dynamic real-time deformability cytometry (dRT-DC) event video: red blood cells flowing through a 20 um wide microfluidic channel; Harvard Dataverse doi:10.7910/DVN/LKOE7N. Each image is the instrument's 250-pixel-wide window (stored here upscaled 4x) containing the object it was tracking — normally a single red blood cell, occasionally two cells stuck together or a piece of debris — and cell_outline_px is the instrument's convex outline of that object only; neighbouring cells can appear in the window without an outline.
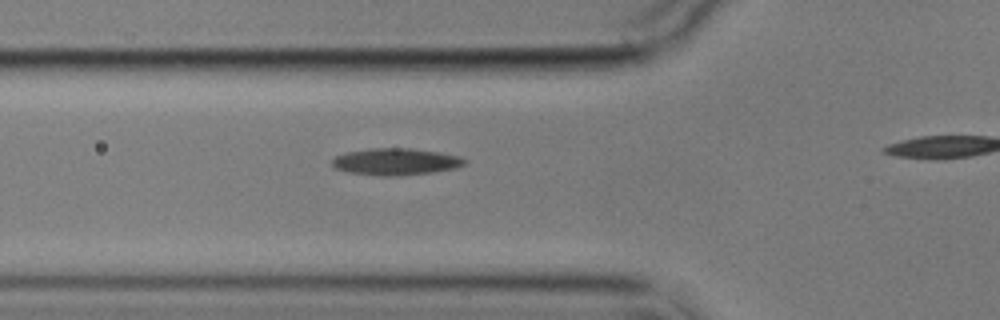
{"species": "common noctule bat (a hibernating species)", "species_latin": "Nyctalus noctula", "temperature_condition": "cold", "stored_images_in_passage": 5, "segment_of_instrument_passage": [1, 2], "camera_frame_rate_fps": 3000, "um_per_image_px": 0.085, "animal": {"sex": "male", "body_mass_g": 17.9}, "frame": {"image": 1, "passage_image": 4, "time_ms": 3.333, "image_size_px": [1000, 320], "cell_outline_px": [[468, 160], [464, 164], [456, 168], [432, 172], [396, 176], [380, 176], [348, 172], [336, 168], [332, 164], [332, 160], [336, 156], [348, 152], [368, 148], [412, 148], [440, 152], [460, 156]], "centroid_in_image_um": [33.67, 13.74], "position_along_channel_um": 92.1, "area_um2": 20.75}}